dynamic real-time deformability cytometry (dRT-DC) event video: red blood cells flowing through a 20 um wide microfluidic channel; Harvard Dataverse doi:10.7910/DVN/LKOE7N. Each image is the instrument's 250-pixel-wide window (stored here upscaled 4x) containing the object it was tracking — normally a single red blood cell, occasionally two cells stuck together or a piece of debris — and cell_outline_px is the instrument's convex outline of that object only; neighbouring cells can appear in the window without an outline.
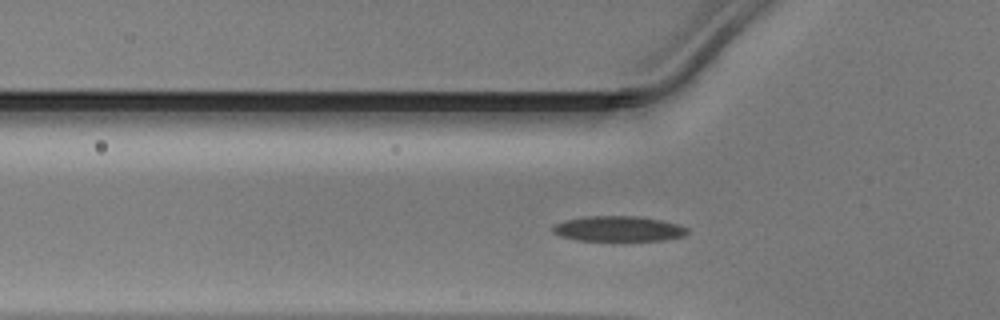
{"species": "Egyptian fruit bat (a non-hibernating species)", "species_latin": "Rousettus aegyptiacus", "temperature_condition": "warm", "stored_images_in_passage": 39, "camera_frame_rate_fps": 3000, "um_per_image_px": 0.085, "animal": {"sex": "male"}, "frame": {"image": 1, "passage_image": 12, "time_ms": 3.667, "image_size_px": [1000, 320], "cell_outline_px": [[688, 232], [684, 236], [664, 240], [580, 240], [560, 236], [552, 232], [552, 224], [564, 220], [584, 216], [640, 216], [664, 220], [680, 224], [688, 228]], "centroid_in_image_um": [52.57, 19.43], "position_along_channel_um": 73.2, "area_um2": 20.06}}
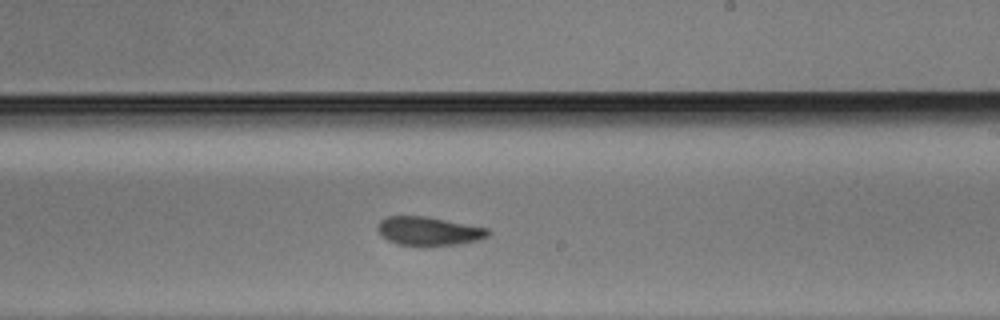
{"frame": {"image": 2, "passage_image": 25, "time_ms": 8.0, "image_size_px": [1000, 320], "cell_outline_px": [[492, 232], [488, 236], [476, 240], [460, 244], [424, 248], [396, 244], [388, 240], [376, 228], [380, 220], [388, 216], [428, 216], [488, 228]], "centroid_in_image_um": [36.45, 19.67], "position_along_channel_um": 252.5, "area_um2": 19.02}}
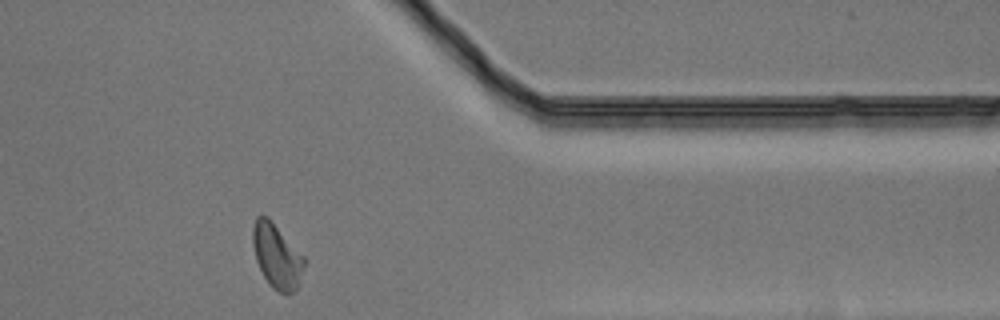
{"frame": {"image": 3, "passage_image": 36, "time_ms": 11.667, "image_size_px": [1000, 320], "cell_outline_px": [[304, 264], [296, 292], [288, 296], [284, 296], [272, 288], [268, 284], [256, 260], [252, 244], [252, 228], [256, 216], [268, 216], [272, 220], [304, 256]], "centroid_in_image_um": [23.52, 21.79], "position_along_channel_um": 387.9, "area_um2": 19.59}}